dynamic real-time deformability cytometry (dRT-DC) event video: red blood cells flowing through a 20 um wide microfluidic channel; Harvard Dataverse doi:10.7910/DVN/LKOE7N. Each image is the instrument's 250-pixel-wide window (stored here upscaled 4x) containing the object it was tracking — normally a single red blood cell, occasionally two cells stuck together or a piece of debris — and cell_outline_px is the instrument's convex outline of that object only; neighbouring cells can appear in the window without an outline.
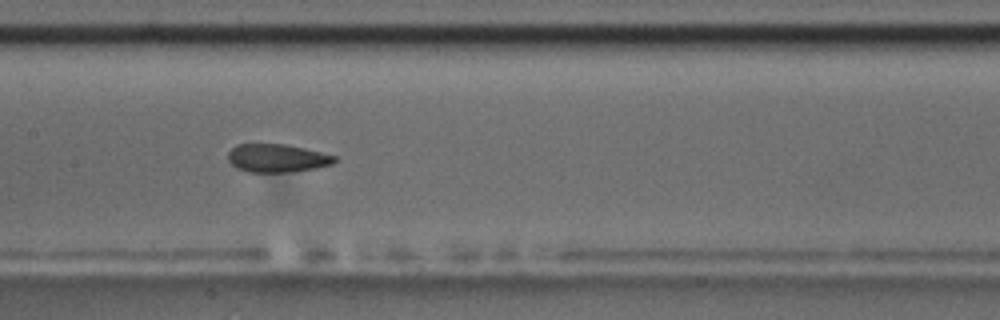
{"species": "common noctule bat (a hibernating species)", "species_latin": "Nyctalus noctula", "temperature_condition": "room temperature", "stored_images_in_passage": 10, "camera_frame_rate_fps": 3000, "um_per_image_px": 0.085, "animal": {"sex": "male", "body_mass_g": 17.5, "forearm_length_mm": 52.3}, "frame": {"image": 1, "passage_image": 7, "time_ms": 7.0, "image_size_px": [1000, 320], "cell_outline_px": [[336, 160], [332, 164], [316, 168], [288, 172], [248, 172], [236, 168], [228, 160], [228, 152], [236, 144], [284, 144], [304, 148], [336, 156]], "centroid_in_image_um": [23.52, 13.44], "position_along_channel_um": 183.9, "area_um2": 17.46}}